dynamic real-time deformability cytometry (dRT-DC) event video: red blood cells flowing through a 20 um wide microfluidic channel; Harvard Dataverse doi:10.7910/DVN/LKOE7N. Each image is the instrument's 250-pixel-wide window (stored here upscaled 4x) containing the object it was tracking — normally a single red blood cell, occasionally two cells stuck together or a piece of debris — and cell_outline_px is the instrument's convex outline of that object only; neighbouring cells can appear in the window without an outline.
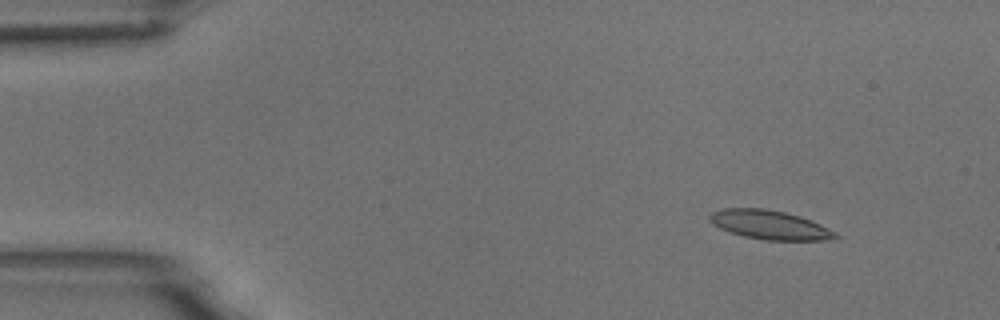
{"species": "common noctule bat (a hibernating species)", "species_latin": "Nyctalus noctula", "temperature_condition": "room temperature", "stored_images_in_passage": 4, "camera_frame_rate_fps": 3000, "um_per_image_px": 0.085, "animal": {"sex": "male", "body_mass_g": 18.8}, "frame": {"image": 1, "passage_image": 2, "time_ms": 0.333, "image_size_px": [1000, 320], "cell_outline_px": [[840, 236], [824, 240], [764, 240], [744, 236], [720, 228], [712, 224], [708, 220], [708, 216], [712, 212], [720, 208], [764, 208], [784, 212], [800, 216], [820, 224], [836, 232]], "centroid_in_image_um": [65.39, 19.1], "position_along_channel_um": 19.6, "area_um2": 21.21}}